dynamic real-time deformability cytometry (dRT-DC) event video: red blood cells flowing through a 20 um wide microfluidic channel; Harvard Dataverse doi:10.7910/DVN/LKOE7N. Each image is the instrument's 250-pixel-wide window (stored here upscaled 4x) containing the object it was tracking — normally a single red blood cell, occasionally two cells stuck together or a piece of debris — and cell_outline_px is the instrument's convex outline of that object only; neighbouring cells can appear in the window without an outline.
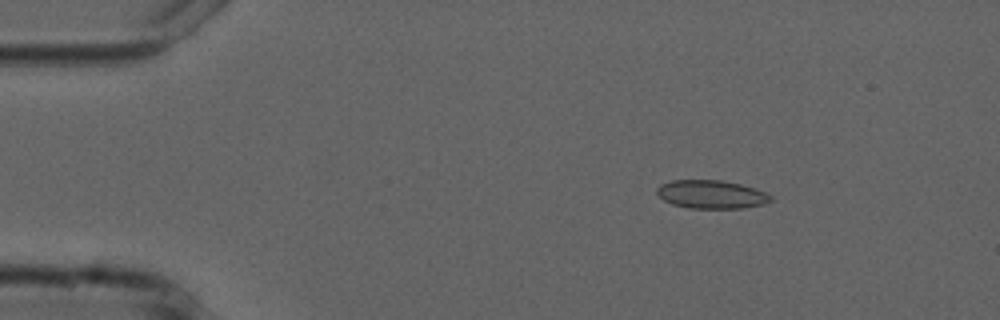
{"species": "common noctule bat (a hibernating species)", "species_latin": "Nyctalus noctula", "temperature_condition": "cold", "stored_images_in_passage": 4, "camera_frame_rate_fps": 3000, "um_per_image_px": 0.085, "animal": {"sex": "male", "forearm_length_mm": 52.5}, "frame": {"image": 1, "passage_image": 3, "time_ms": 2.333, "image_size_px": [1000, 320], "cell_outline_px": [[772, 200], [764, 204], [744, 208], [688, 208], [672, 204], [664, 200], [656, 192], [656, 188], [660, 184], [672, 180], [720, 180], [740, 184], [764, 192], [772, 196]], "centroid_in_image_um": [60.44, 16.52], "position_along_channel_um": 24.6, "area_um2": 18.73}}